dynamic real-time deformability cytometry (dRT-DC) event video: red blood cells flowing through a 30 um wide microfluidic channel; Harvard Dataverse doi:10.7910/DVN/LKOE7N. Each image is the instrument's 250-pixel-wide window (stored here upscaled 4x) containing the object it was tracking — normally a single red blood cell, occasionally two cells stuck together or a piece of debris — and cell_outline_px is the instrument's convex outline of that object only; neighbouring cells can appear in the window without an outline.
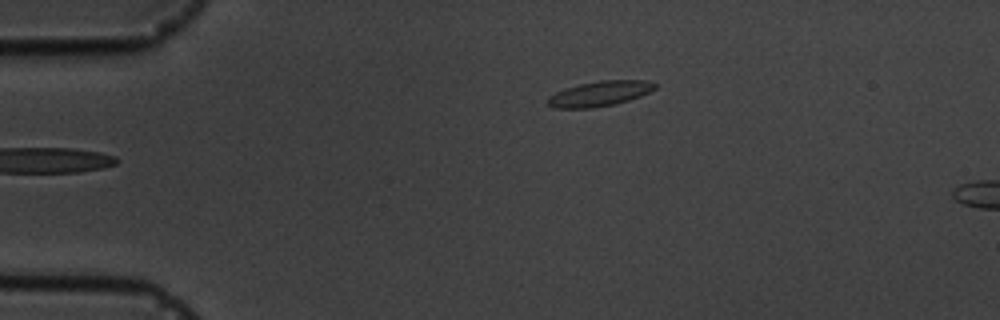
{"species": "common noctule bat (a hibernating species)", "species_latin": "Nyctalus noctula", "temperature_condition": "cold", "stored_images_in_passage": 5, "camera_frame_rate_fps": 3000, "um_per_image_px": 0.085, "animal": {"sex": "male", "body_mass_g": 19.5, "forearm_length_mm": 54.6}, "frame": {"image": 1, "passage_image": 5, "time_ms": 4.333, "image_size_px": [1000, 320], "cell_outline_px": [[656, 88], [640, 96], [628, 100], [612, 104], [592, 108], [556, 108], [548, 104], [548, 96], [564, 88], [580, 84], [600, 80], [644, 80], [656, 84]], "centroid_in_image_um": [50.95, 7.95], "position_along_channel_um": 34.1, "area_um2": 15.49}}